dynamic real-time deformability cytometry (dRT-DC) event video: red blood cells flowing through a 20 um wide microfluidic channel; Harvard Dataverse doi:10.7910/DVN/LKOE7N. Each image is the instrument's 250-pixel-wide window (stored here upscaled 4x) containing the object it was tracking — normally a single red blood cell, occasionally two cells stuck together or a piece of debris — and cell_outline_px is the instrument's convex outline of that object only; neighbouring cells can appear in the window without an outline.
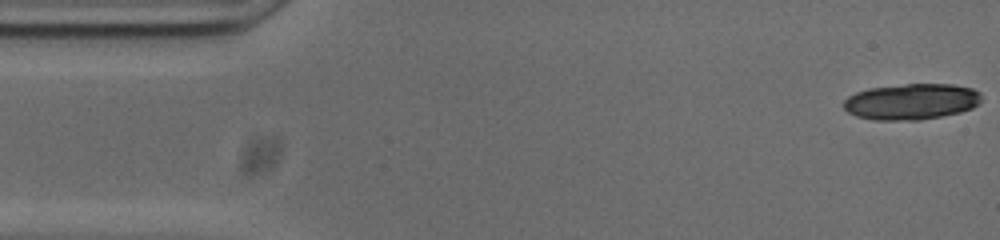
{"species": "common noctule bat (a hibernating species)", "species_latin": "Nyctalus noctula", "temperature_condition": "cold", "stored_images_in_passage": 16, "camera_frame_rate_fps": 3000, "um_per_image_px": 0.085, "animal": {"sex": "male", "body_mass_g": 20.0, "forearm_length_mm": 53.3}, "frame": {"image": 1, "passage_image": 1, "time_ms": 0.0, "image_size_px": [1000, 240], "cell_outline_px": [[980, 104], [972, 108], [960, 112], [920, 120], [872, 120], [856, 116], [848, 112], [844, 108], [844, 100], [848, 96], [856, 92], [868, 88], [904, 84], [952, 84], [972, 88], [980, 92]], "centroid_in_image_um": [77.46, 8.63], "position_along_channel_um": 7.5, "area_um2": 29.02}}